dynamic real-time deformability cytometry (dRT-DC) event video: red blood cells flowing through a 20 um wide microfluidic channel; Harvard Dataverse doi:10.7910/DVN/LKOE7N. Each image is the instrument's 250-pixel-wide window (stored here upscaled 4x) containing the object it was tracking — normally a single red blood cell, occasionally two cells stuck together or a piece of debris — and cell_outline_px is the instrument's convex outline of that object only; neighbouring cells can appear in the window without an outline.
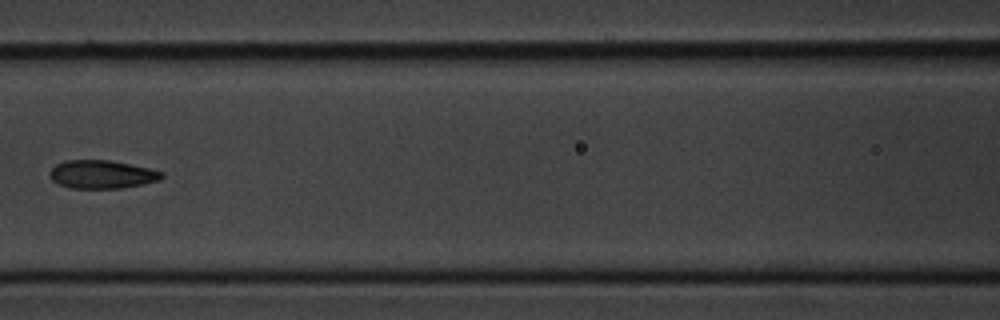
{"species": "common noctule bat (a hibernating species)", "species_latin": "Nyctalus noctula", "temperature_condition": "cold", "stored_images_in_passage": 9, "camera_frame_rate_fps": 3000, "um_per_image_px": 0.085, "animal": {"sex": "male", "body_mass_g": 20.1, "forearm_length_mm": 53.5}, "frame": {"image": 1, "passage_image": 6, "time_ms": 6.667, "image_size_px": [1000, 320], "cell_outline_px": [[164, 176], [160, 180], [144, 184], [120, 188], [68, 188], [52, 180], [48, 176], [48, 172], [56, 164], [64, 160], [112, 160], [148, 168], [164, 172]], "centroid_in_image_um": [8.65, 14.82], "position_along_channel_um": 158.0, "area_um2": 18.61}}
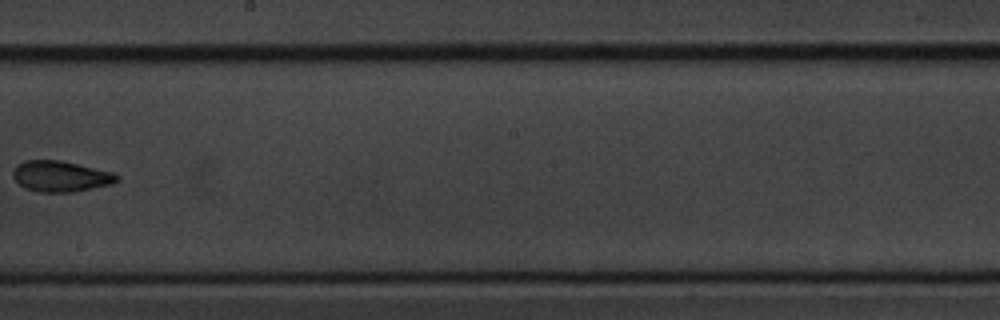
{"frame": {"image": 2, "passage_image": 8, "time_ms": 9.0, "image_size_px": [1000, 320], "cell_outline_px": [[120, 180], [112, 184], [72, 192], [40, 192], [28, 188], [20, 184], [12, 176], [12, 172], [16, 164], [24, 160], [60, 160], [112, 172], [120, 176]], "centroid_in_image_um": [5.16, 14.97], "position_along_channel_um": 243.0, "area_um2": 18.61}}
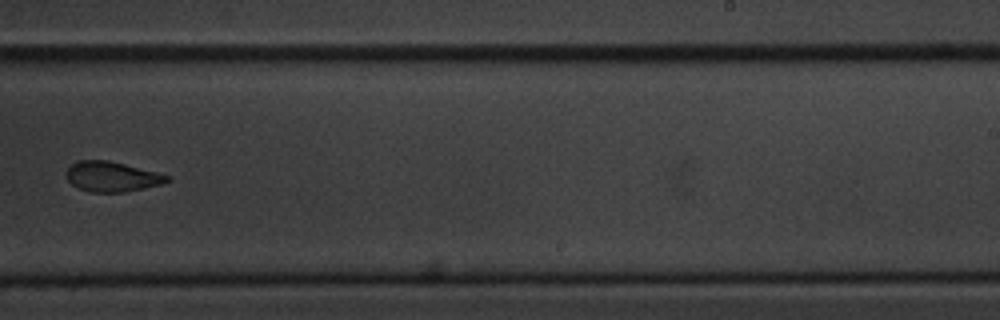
{"frame": {"image": 3, "passage_image": 9, "time_ms": 10.0, "image_size_px": [1000, 320], "cell_outline_px": [[168, 180], [160, 184], [124, 192], [92, 192], [76, 188], [68, 180], [64, 172], [76, 160], [108, 160], [156, 172], [168, 176]], "centroid_in_image_um": [9.42, 15.01], "position_along_channel_um": 279.6, "area_um2": 17.46}}